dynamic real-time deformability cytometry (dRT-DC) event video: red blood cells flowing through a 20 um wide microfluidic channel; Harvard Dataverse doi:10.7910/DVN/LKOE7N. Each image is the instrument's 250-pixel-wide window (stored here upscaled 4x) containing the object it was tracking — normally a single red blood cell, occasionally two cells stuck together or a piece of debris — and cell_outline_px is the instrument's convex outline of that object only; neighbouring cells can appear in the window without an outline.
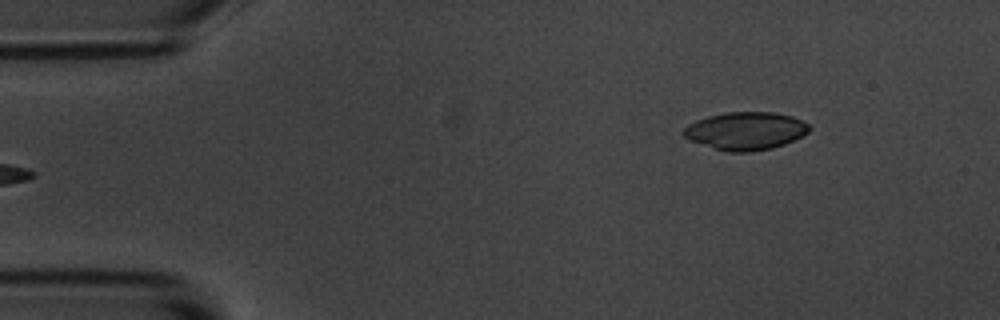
{"species": "common noctule bat (a hibernating species)", "species_latin": "Nyctalus noctula", "temperature_condition": "room temperature", "stored_images_in_passage": 5, "camera_frame_rate_fps": 3000, "um_per_image_px": 0.085, "animal": {"sex": "male", "body_mass_g": 20.1, "forearm_length_mm": 53.5}, "frame": {"image": 1, "passage_image": 5, "time_ms": 4.667, "image_size_px": [1000, 320], "cell_outline_px": [[812, 128], [808, 132], [784, 144], [772, 148], [748, 152], [724, 152], [692, 140], [684, 136], [680, 132], [688, 124], [696, 120], [708, 116], [724, 112], [772, 112], [792, 116], [808, 124]], "centroid_in_image_um": [63.36, 11.12], "position_along_channel_um": 21.6, "area_um2": 27.63}}